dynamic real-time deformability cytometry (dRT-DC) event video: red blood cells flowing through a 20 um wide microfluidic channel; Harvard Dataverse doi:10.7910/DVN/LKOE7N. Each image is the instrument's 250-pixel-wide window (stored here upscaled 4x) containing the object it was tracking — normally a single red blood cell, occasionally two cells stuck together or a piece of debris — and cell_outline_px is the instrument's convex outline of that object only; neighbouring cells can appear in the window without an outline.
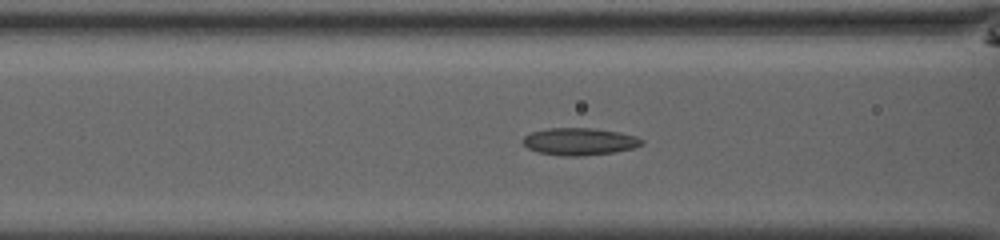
{"species": "common noctule bat (a hibernating species)", "species_latin": "Nyctalus noctula", "temperature_condition": "room temperature", "stored_images_in_passage": 47, "camera_frame_rate_fps": 3000, "um_per_image_px": 0.085, "animal": {"sex": "male", "body_mass_g": 13.0, "forearm_length_mm": 53.1}, "frame": {"image": 1, "passage_image": 18, "time_ms": 5.667, "image_size_px": [1000, 240], "cell_outline_px": [[644, 144], [632, 148], [612, 152], [580, 156], [560, 156], [540, 152], [528, 148], [524, 144], [524, 136], [532, 132], [548, 128], [592, 128], [620, 132], [636, 136], [644, 140]], "centroid_in_image_um": [49.28, 12.02], "position_along_channel_um": 117.3, "area_um2": 18.73}}
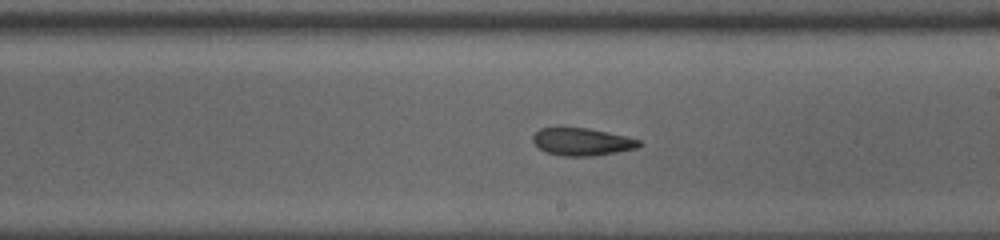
{"frame": {"image": 2, "passage_image": 27, "time_ms": 8.667, "image_size_px": [1000, 240], "cell_outline_px": [[640, 144], [636, 148], [616, 152], [592, 156], [564, 156], [544, 152], [532, 140], [532, 136], [540, 128], [588, 128], [624, 136], [640, 140]], "centroid_in_image_um": [49.43, 12.06], "position_along_channel_um": 239.6, "area_um2": 16.76}}
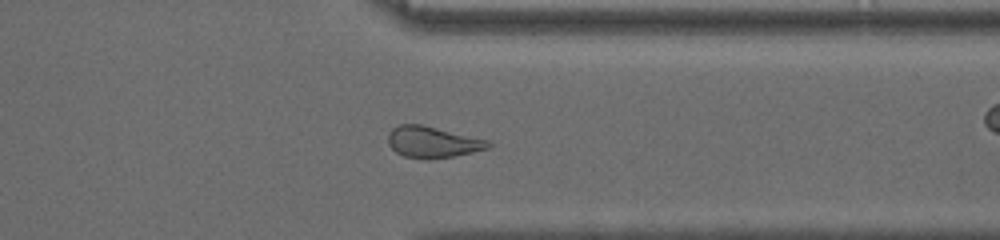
{"frame": {"image": 3, "passage_image": 37, "time_ms": 12.0, "image_size_px": [1000, 240], "cell_outline_px": [[492, 144], [488, 148], [472, 152], [452, 156], [428, 160], [404, 156], [396, 152], [388, 144], [388, 132], [392, 128], [400, 124], [420, 124], [488, 140]], "centroid_in_image_um": [36.73, 12.08], "position_along_channel_um": 374.7, "area_um2": 18.15}, "authors_computed_cell_mechanics": {"area_um2": 18.785, "velocity_mm_per_s": 4.0675, "shape_relaxation_time_tau1_ms": 6.4298, "shape_relaxation_time_tau2_ms": 3.8484, "deformation_change_tau1": 0.159, "deformation_change_tau2": 0.1125}}